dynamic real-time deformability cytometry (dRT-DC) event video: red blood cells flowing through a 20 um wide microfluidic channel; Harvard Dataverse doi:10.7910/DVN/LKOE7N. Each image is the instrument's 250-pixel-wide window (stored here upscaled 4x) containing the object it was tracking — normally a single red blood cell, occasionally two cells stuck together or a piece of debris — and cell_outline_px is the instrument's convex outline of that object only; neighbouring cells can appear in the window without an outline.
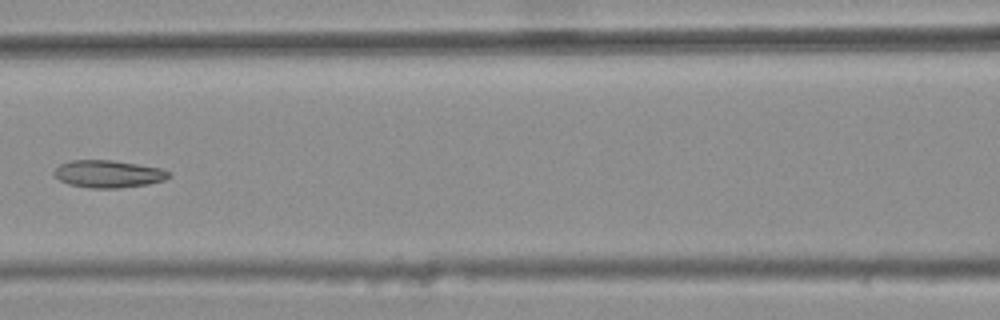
{"species": "common noctule bat (a hibernating species)", "species_latin": "Nyctalus noctula", "temperature_condition": "warm", "stored_images_in_passage": 7, "camera_frame_rate_fps": 3000, "um_per_image_px": 0.085, "animal": {"sex": "female", "body_mass_g": 25.1}, "frame": {"image": 1, "passage_image": 7, "time_ms": 2.0, "image_size_px": [1000, 320], "cell_outline_px": [[172, 176], [164, 180], [148, 184], [120, 188], [88, 188], [68, 184], [60, 180], [52, 172], [60, 164], [72, 160], [112, 160], [164, 168]], "centroid_in_image_um": [9.22, 14.78], "position_along_channel_um": 157.4, "area_um2": 18.44}}